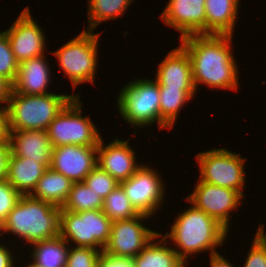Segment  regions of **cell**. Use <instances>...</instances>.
<instances>
[{
	"mask_svg": "<svg viewBox=\"0 0 266 267\" xmlns=\"http://www.w3.org/2000/svg\"><path fill=\"white\" fill-rule=\"evenodd\" d=\"M9 139L7 107H0V141Z\"/></svg>",
	"mask_w": 266,
	"mask_h": 267,
	"instance_id": "cell-37",
	"label": "cell"
},
{
	"mask_svg": "<svg viewBox=\"0 0 266 267\" xmlns=\"http://www.w3.org/2000/svg\"><path fill=\"white\" fill-rule=\"evenodd\" d=\"M244 267H266V233L264 224L258 227Z\"/></svg>",
	"mask_w": 266,
	"mask_h": 267,
	"instance_id": "cell-32",
	"label": "cell"
},
{
	"mask_svg": "<svg viewBox=\"0 0 266 267\" xmlns=\"http://www.w3.org/2000/svg\"><path fill=\"white\" fill-rule=\"evenodd\" d=\"M128 144V140L116 139L104 147L103 140L100 139L97 146V165L119 184L128 180L142 167L135 162V152Z\"/></svg>",
	"mask_w": 266,
	"mask_h": 267,
	"instance_id": "cell-16",
	"label": "cell"
},
{
	"mask_svg": "<svg viewBox=\"0 0 266 267\" xmlns=\"http://www.w3.org/2000/svg\"><path fill=\"white\" fill-rule=\"evenodd\" d=\"M60 210L49 202L22 195L0 231L11 232L31 244L53 239L60 236Z\"/></svg>",
	"mask_w": 266,
	"mask_h": 267,
	"instance_id": "cell-2",
	"label": "cell"
},
{
	"mask_svg": "<svg viewBox=\"0 0 266 267\" xmlns=\"http://www.w3.org/2000/svg\"><path fill=\"white\" fill-rule=\"evenodd\" d=\"M162 236L158 233L151 241L144 247V249L135 256L132 261L134 267H185V263L178 257L177 253L172 247H168L163 243H167L166 238L154 242L153 240ZM159 243V244H158ZM162 244V245H161Z\"/></svg>",
	"mask_w": 266,
	"mask_h": 267,
	"instance_id": "cell-23",
	"label": "cell"
},
{
	"mask_svg": "<svg viewBox=\"0 0 266 267\" xmlns=\"http://www.w3.org/2000/svg\"><path fill=\"white\" fill-rule=\"evenodd\" d=\"M97 166V147L63 145L53 147L50 168L72 182H83Z\"/></svg>",
	"mask_w": 266,
	"mask_h": 267,
	"instance_id": "cell-13",
	"label": "cell"
},
{
	"mask_svg": "<svg viewBox=\"0 0 266 267\" xmlns=\"http://www.w3.org/2000/svg\"><path fill=\"white\" fill-rule=\"evenodd\" d=\"M205 1L169 0L160 17L181 33L180 38L206 34Z\"/></svg>",
	"mask_w": 266,
	"mask_h": 267,
	"instance_id": "cell-15",
	"label": "cell"
},
{
	"mask_svg": "<svg viewBox=\"0 0 266 267\" xmlns=\"http://www.w3.org/2000/svg\"><path fill=\"white\" fill-rule=\"evenodd\" d=\"M228 231L214 218L194 205L180 214L171 232L166 233L164 238H171L180 250H175L178 257L185 263L187 255L211 250L210 254L216 253L215 248L223 244Z\"/></svg>",
	"mask_w": 266,
	"mask_h": 267,
	"instance_id": "cell-3",
	"label": "cell"
},
{
	"mask_svg": "<svg viewBox=\"0 0 266 267\" xmlns=\"http://www.w3.org/2000/svg\"><path fill=\"white\" fill-rule=\"evenodd\" d=\"M200 166V180L208 184L239 191L245 183V158L225 148L211 149L196 155Z\"/></svg>",
	"mask_w": 266,
	"mask_h": 267,
	"instance_id": "cell-9",
	"label": "cell"
},
{
	"mask_svg": "<svg viewBox=\"0 0 266 267\" xmlns=\"http://www.w3.org/2000/svg\"><path fill=\"white\" fill-rule=\"evenodd\" d=\"M232 35H189L180 38L181 46L192 63V79L195 89L204 83L212 88L237 91L238 70L231 53Z\"/></svg>",
	"mask_w": 266,
	"mask_h": 267,
	"instance_id": "cell-1",
	"label": "cell"
},
{
	"mask_svg": "<svg viewBox=\"0 0 266 267\" xmlns=\"http://www.w3.org/2000/svg\"><path fill=\"white\" fill-rule=\"evenodd\" d=\"M103 208V199L84 182H73L66 202L61 207L65 211L82 212Z\"/></svg>",
	"mask_w": 266,
	"mask_h": 267,
	"instance_id": "cell-27",
	"label": "cell"
},
{
	"mask_svg": "<svg viewBox=\"0 0 266 267\" xmlns=\"http://www.w3.org/2000/svg\"><path fill=\"white\" fill-rule=\"evenodd\" d=\"M103 213L111 220H128L139 215L119 184L104 200Z\"/></svg>",
	"mask_w": 266,
	"mask_h": 267,
	"instance_id": "cell-28",
	"label": "cell"
},
{
	"mask_svg": "<svg viewBox=\"0 0 266 267\" xmlns=\"http://www.w3.org/2000/svg\"><path fill=\"white\" fill-rule=\"evenodd\" d=\"M132 0H88V27L92 31L106 20L116 19L123 15Z\"/></svg>",
	"mask_w": 266,
	"mask_h": 267,
	"instance_id": "cell-26",
	"label": "cell"
},
{
	"mask_svg": "<svg viewBox=\"0 0 266 267\" xmlns=\"http://www.w3.org/2000/svg\"><path fill=\"white\" fill-rule=\"evenodd\" d=\"M13 90V84L6 78L0 76V102L7 103L11 97Z\"/></svg>",
	"mask_w": 266,
	"mask_h": 267,
	"instance_id": "cell-36",
	"label": "cell"
},
{
	"mask_svg": "<svg viewBox=\"0 0 266 267\" xmlns=\"http://www.w3.org/2000/svg\"><path fill=\"white\" fill-rule=\"evenodd\" d=\"M98 37V33L83 30L77 37L53 52L74 88L83 82H94L98 62Z\"/></svg>",
	"mask_w": 266,
	"mask_h": 267,
	"instance_id": "cell-8",
	"label": "cell"
},
{
	"mask_svg": "<svg viewBox=\"0 0 266 267\" xmlns=\"http://www.w3.org/2000/svg\"><path fill=\"white\" fill-rule=\"evenodd\" d=\"M72 184L70 179L49 167L37 182L30 196L61 208L66 202Z\"/></svg>",
	"mask_w": 266,
	"mask_h": 267,
	"instance_id": "cell-22",
	"label": "cell"
},
{
	"mask_svg": "<svg viewBox=\"0 0 266 267\" xmlns=\"http://www.w3.org/2000/svg\"><path fill=\"white\" fill-rule=\"evenodd\" d=\"M186 199L197 209L203 210L229 231V212L236 209L243 195L236 190L199 181Z\"/></svg>",
	"mask_w": 266,
	"mask_h": 267,
	"instance_id": "cell-12",
	"label": "cell"
},
{
	"mask_svg": "<svg viewBox=\"0 0 266 267\" xmlns=\"http://www.w3.org/2000/svg\"><path fill=\"white\" fill-rule=\"evenodd\" d=\"M13 256L11 252L0 244V267H15L13 266Z\"/></svg>",
	"mask_w": 266,
	"mask_h": 267,
	"instance_id": "cell-38",
	"label": "cell"
},
{
	"mask_svg": "<svg viewBox=\"0 0 266 267\" xmlns=\"http://www.w3.org/2000/svg\"><path fill=\"white\" fill-rule=\"evenodd\" d=\"M130 203L139 214L154 215L164 198L161 177L148 166H142L128 180L120 183Z\"/></svg>",
	"mask_w": 266,
	"mask_h": 267,
	"instance_id": "cell-11",
	"label": "cell"
},
{
	"mask_svg": "<svg viewBox=\"0 0 266 267\" xmlns=\"http://www.w3.org/2000/svg\"><path fill=\"white\" fill-rule=\"evenodd\" d=\"M66 244L67 242L60 236L35 242L31 244L35 246L31 258L41 267H65L68 255Z\"/></svg>",
	"mask_w": 266,
	"mask_h": 267,
	"instance_id": "cell-25",
	"label": "cell"
},
{
	"mask_svg": "<svg viewBox=\"0 0 266 267\" xmlns=\"http://www.w3.org/2000/svg\"><path fill=\"white\" fill-rule=\"evenodd\" d=\"M239 0H206V34L233 35Z\"/></svg>",
	"mask_w": 266,
	"mask_h": 267,
	"instance_id": "cell-21",
	"label": "cell"
},
{
	"mask_svg": "<svg viewBox=\"0 0 266 267\" xmlns=\"http://www.w3.org/2000/svg\"><path fill=\"white\" fill-rule=\"evenodd\" d=\"M73 248L68 249L65 267H98L102 254L100 249L77 246Z\"/></svg>",
	"mask_w": 266,
	"mask_h": 267,
	"instance_id": "cell-31",
	"label": "cell"
},
{
	"mask_svg": "<svg viewBox=\"0 0 266 267\" xmlns=\"http://www.w3.org/2000/svg\"><path fill=\"white\" fill-rule=\"evenodd\" d=\"M47 167L30 158L14 156L12 153L8 163L7 181L21 195H30Z\"/></svg>",
	"mask_w": 266,
	"mask_h": 267,
	"instance_id": "cell-20",
	"label": "cell"
},
{
	"mask_svg": "<svg viewBox=\"0 0 266 267\" xmlns=\"http://www.w3.org/2000/svg\"><path fill=\"white\" fill-rule=\"evenodd\" d=\"M118 109L125 121L145 127L155 123L160 128L159 84L149 79L129 82L117 98Z\"/></svg>",
	"mask_w": 266,
	"mask_h": 267,
	"instance_id": "cell-5",
	"label": "cell"
},
{
	"mask_svg": "<svg viewBox=\"0 0 266 267\" xmlns=\"http://www.w3.org/2000/svg\"><path fill=\"white\" fill-rule=\"evenodd\" d=\"M157 70L155 81L159 87L195 88L192 79V63L182 46L170 51Z\"/></svg>",
	"mask_w": 266,
	"mask_h": 267,
	"instance_id": "cell-18",
	"label": "cell"
},
{
	"mask_svg": "<svg viewBox=\"0 0 266 267\" xmlns=\"http://www.w3.org/2000/svg\"><path fill=\"white\" fill-rule=\"evenodd\" d=\"M98 267H134L132 259L113 257L102 253Z\"/></svg>",
	"mask_w": 266,
	"mask_h": 267,
	"instance_id": "cell-35",
	"label": "cell"
},
{
	"mask_svg": "<svg viewBox=\"0 0 266 267\" xmlns=\"http://www.w3.org/2000/svg\"><path fill=\"white\" fill-rule=\"evenodd\" d=\"M21 196L7 180L0 182V227L7 219L8 214L17 205Z\"/></svg>",
	"mask_w": 266,
	"mask_h": 267,
	"instance_id": "cell-33",
	"label": "cell"
},
{
	"mask_svg": "<svg viewBox=\"0 0 266 267\" xmlns=\"http://www.w3.org/2000/svg\"><path fill=\"white\" fill-rule=\"evenodd\" d=\"M11 155V144L9 139L0 141V182L7 180L8 163Z\"/></svg>",
	"mask_w": 266,
	"mask_h": 267,
	"instance_id": "cell-34",
	"label": "cell"
},
{
	"mask_svg": "<svg viewBox=\"0 0 266 267\" xmlns=\"http://www.w3.org/2000/svg\"><path fill=\"white\" fill-rule=\"evenodd\" d=\"M150 216L139 214L128 220L112 221L110 237L104 246V254L133 259L159 232H154L145 227L141 220Z\"/></svg>",
	"mask_w": 266,
	"mask_h": 267,
	"instance_id": "cell-10",
	"label": "cell"
},
{
	"mask_svg": "<svg viewBox=\"0 0 266 267\" xmlns=\"http://www.w3.org/2000/svg\"><path fill=\"white\" fill-rule=\"evenodd\" d=\"M76 95H22L12 90L8 102L9 130H47L52 120Z\"/></svg>",
	"mask_w": 266,
	"mask_h": 267,
	"instance_id": "cell-4",
	"label": "cell"
},
{
	"mask_svg": "<svg viewBox=\"0 0 266 267\" xmlns=\"http://www.w3.org/2000/svg\"><path fill=\"white\" fill-rule=\"evenodd\" d=\"M10 41L14 57L22 63L44 54L45 36L41 27L32 19L26 7L12 24L4 31Z\"/></svg>",
	"mask_w": 266,
	"mask_h": 267,
	"instance_id": "cell-14",
	"label": "cell"
},
{
	"mask_svg": "<svg viewBox=\"0 0 266 267\" xmlns=\"http://www.w3.org/2000/svg\"><path fill=\"white\" fill-rule=\"evenodd\" d=\"M26 267H41V266H38L37 264H35L34 262H32L31 264H29Z\"/></svg>",
	"mask_w": 266,
	"mask_h": 267,
	"instance_id": "cell-40",
	"label": "cell"
},
{
	"mask_svg": "<svg viewBox=\"0 0 266 267\" xmlns=\"http://www.w3.org/2000/svg\"><path fill=\"white\" fill-rule=\"evenodd\" d=\"M210 266L211 267H234L229 263L224 257H222L218 252L210 254Z\"/></svg>",
	"mask_w": 266,
	"mask_h": 267,
	"instance_id": "cell-39",
	"label": "cell"
},
{
	"mask_svg": "<svg viewBox=\"0 0 266 267\" xmlns=\"http://www.w3.org/2000/svg\"><path fill=\"white\" fill-rule=\"evenodd\" d=\"M159 91L160 129L172 128L178 112L194 96L197 90L195 88L159 87Z\"/></svg>",
	"mask_w": 266,
	"mask_h": 267,
	"instance_id": "cell-24",
	"label": "cell"
},
{
	"mask_svg": "<svg viewBox=\"0 0 266 267\" xmlns=\"http://www.w3.org/2000/svg\"><path fill=\"white\" fill-rule=\"evenodd\" d=\"M9 140L14 156L30 158L50 167L53 146L47 130H9Z\"/></svg>",
	"mask_w": 266,
	"mask_h": 267,
	"instance_id": "cell-17",
	"label": "cell"
},
{
	"mask_svg": "<svg viewBox=\"0 0 266 267\" xmlns=\"http://www.w3.org/2000/svg\"><path fill=\"white\" fill-rule=\"evenodd\" d=\"M79 98L77 94L49 124L47 133L53 147L98 146L101 134L91 122V118L81 116L82 103Z\"/></svg>",
	"mask_w": 266,
	"mask_h": 267,
	"instance_id": "cell-6",
	"label": "cell"
},
{
	"mask_svg": "<svg viewBox=\"0 0 266 267\" xmlns=\"http://www.w3.org/2000/svg\"><path fill=\"white\" fill-rule=\"evenodd\" d=\"M103 200L119 185V183L98 165L86 176L83 181Z\"/></svg>",
	"mask_w": 266,
	"mask_h": 267,
	"instance_id": "cell-29",
	"label": "cell"
},
{
	"mask_svg": "<svg viewBox=\"0 0 266 267\" xmlns=\"http://www.w3.org/2000/svg\"><path fill=\"white\" fill-rule=\"evenodd\" d=\"M19 63L14 57L10 41L5 32L0 33V76L15 82Z\"/></svg>",
	"mask_w": 266,
	"mask_h": 267,
	"instance_id": "cell-30",
	"label": "cell"
},
{
	"mask_svg": "<svg viewBox=\"0 0 266 267\" xmlns=\"http://www.w3.org/2000/svg\"><path fill=\"white\" fill-rule=\"evenodd\" d=\"M44 54L19 64L13 91L22 95L49 94L46 89L50 81V69Z\"/></svg>",
	"mask_w": 266,
	"mask_h": 267,
	"instance_id": "cell-19",
	"label": "cell"
},
{
	"mask_svg": "<svg viewBox=\"0 0 266 267\" xmlns=\"http://www.w3.org/2000/svg\"><path fill=\"white\" fill-rule=\"evenodd\" d=\"M111 226L112 221L102 209L79 213L60 210V237L67 243H70V238L77 243V247L101 248L103 252L110 237Z\"/></svg>",
	"mask_w": 266,
	"mask_h": 267,
	"instance_id": "cell-7",
	"label": "cell"
}]
</instances>
